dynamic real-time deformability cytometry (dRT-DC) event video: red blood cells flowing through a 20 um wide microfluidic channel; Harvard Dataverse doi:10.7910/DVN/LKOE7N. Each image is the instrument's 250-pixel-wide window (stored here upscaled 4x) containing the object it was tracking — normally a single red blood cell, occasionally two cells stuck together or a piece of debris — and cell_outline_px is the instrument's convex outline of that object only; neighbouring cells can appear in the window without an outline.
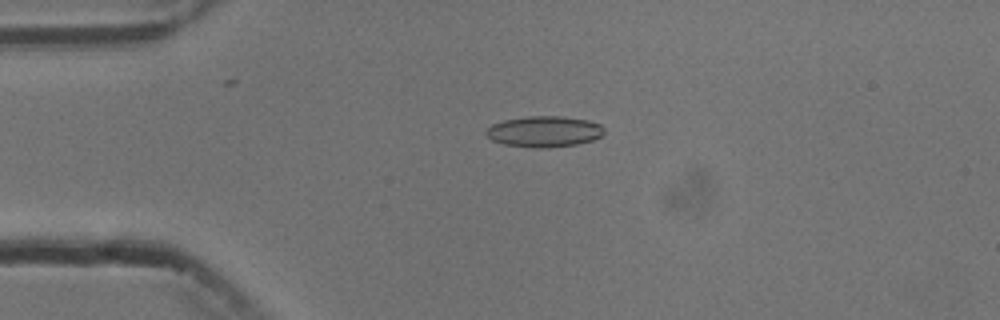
{"species": "common noctule bat (a hibernating species)", "species_latin": "Nyctalus noctula", "temperature_condition": "cold", "stored_images_in_passage": 2, "camera_frame_rate_fps": 3000, "um_per_image_px": 0.085, "animal": {"sex": "male", "body_mass_g": 13.3}, "frame": {"image": 1, "passage_image": 1, "time_ms": 0.0, "image_size_px": [1000, 320], "cell_outline_px": [[604, 132], [600, 136], [592, 140], [576, 144], [548, 148], [532, 148], [504, 144], [492, 140], [484, 132], [484, 128], [492, 124], [504, 120], [528, 116], [560, 116], [588, 120], [600, 124], [604, 128]], "centroid_in_image_um": [46.22, 11.18], "position_along_channel_um": 38.8, "area_um2": 21.39}}